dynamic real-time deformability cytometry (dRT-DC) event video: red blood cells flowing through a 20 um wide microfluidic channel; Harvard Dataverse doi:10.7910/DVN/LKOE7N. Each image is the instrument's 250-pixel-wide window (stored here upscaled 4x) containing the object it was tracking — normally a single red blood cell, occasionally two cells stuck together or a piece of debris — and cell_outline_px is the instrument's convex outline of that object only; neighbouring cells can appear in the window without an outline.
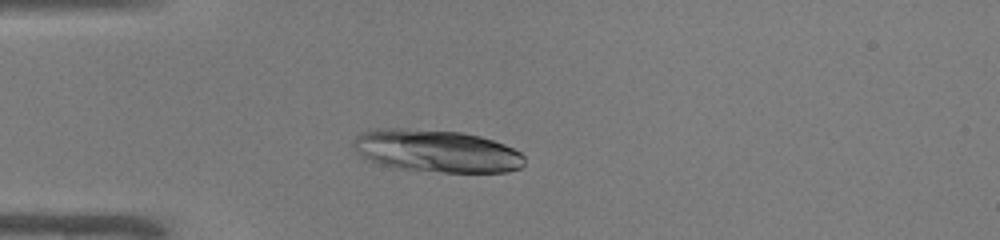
{"species": "common noctule bat (a hibernating species)", "species_latin": "Nyctalus noctula", "temperature_condition": "warm", "stored_images_in_passage": 44, "camera_frame_rate_fps": 3000, "um_per_image_px": 0.085, "animal": {"sex": "male", "body_mass_g": 19.0, "forearm_length_mm": 50.8}, "frame": {"image": 1, "passage_image": 7, "time_ms": 2.0, "image_size_px": [1000, 240], "cell_outline_px": [[524, 164], [520, 168], [508, 172], [440, 172], [392, 168], [360, 156], [356, 152], [352, 144], [356, 136], [364, 132], [388, 128], [404, 128], [460, 132], [480, 136], [504, 144], [520, 152], [524, 156]], "centroid_in_image_um": [37.11, 12.84], "position_along_channel_um": 47.9, "area_um2": 42.25}}
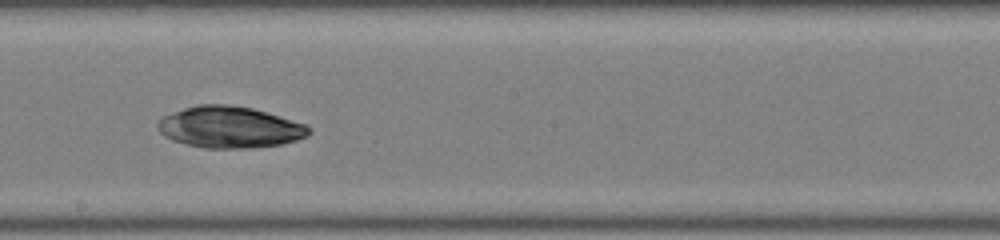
{"frame": {"image": 2, "passage_image": 22, "time_ms": 7.0, "image_size_px": [1000, 240], "cell_outline_px": [[312, 132], [308, 136], [284, 144], [252, 148], [204, 148], [184, 144], [172, 140], [164, 136], [160, 132], [156, 124], [164, 116], [172, 112], [196, 104], [228, 104], [252, 108], [304, 124], [312, 128]], "centroid_in_image_um": [19.51, 10.82], "position_along_channel_um": 228.7, "area_um2": 36.65}}
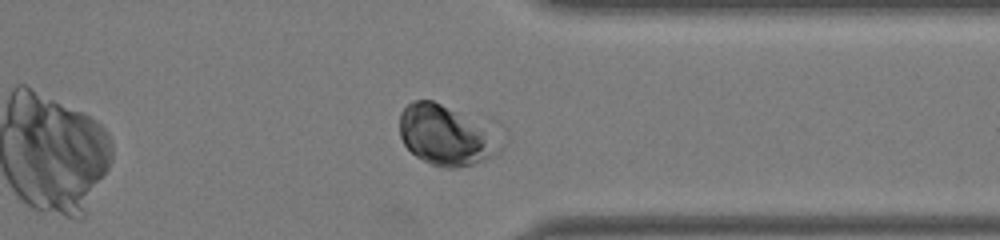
{"frame": {"image": 3, "passage_image": 33, "time_ms": 10.667, "image_size_px": [1000, 240], "cell_outline_px": [[508, 140], [504, 148], [500, 152], [484, 160], [472, 164], [456, 168], [444, 168], [432, 164], [416, 156], [404, 144], [400, 136], [400, 112], [412, 100], [432, 100], [496, 120], [504, 128]], "centroid_in_image_um": [38.21, 11.41], "position_along_channel_um": 373.2, "area_um2": 38.73}}